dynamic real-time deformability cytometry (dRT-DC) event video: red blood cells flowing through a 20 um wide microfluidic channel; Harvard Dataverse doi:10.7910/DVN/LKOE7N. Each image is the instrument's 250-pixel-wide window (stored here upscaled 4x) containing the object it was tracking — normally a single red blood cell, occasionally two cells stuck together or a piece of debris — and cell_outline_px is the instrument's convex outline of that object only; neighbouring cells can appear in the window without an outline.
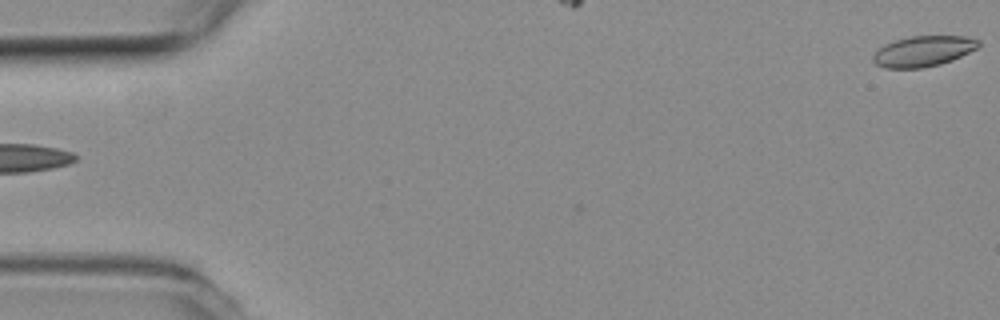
{"species": "common noctule bat (a hibernating species)", "species_latin": "Nyctalus noctula", "temperature_condition": "room temperature", "stored_images_in_passage": 2, "camera_frame_rate_fps": 3000, "um_per_image_px": 0.085, "animal": {"sex": "female", "body_mass_g": 19.3, "forearm_length_mm": 54.1}, "frame": {"image": 1, "passage_image": 2, "time_ms": 0.333, "image_size_px": [1000, 320], "cell_outline_px": [[980, 44], [976, 48], [952, 60], [940, 64], [920, 68], [884, 68], [876, 64], [872, 60], [872, 56], [880, 48], [896, 40], [908, 36], [964, 36], [980, 40]], "centroid_in_image_um": [78.47, 4.35], "position_along_channel_um": 6.5, "area_um2": 18.55}}